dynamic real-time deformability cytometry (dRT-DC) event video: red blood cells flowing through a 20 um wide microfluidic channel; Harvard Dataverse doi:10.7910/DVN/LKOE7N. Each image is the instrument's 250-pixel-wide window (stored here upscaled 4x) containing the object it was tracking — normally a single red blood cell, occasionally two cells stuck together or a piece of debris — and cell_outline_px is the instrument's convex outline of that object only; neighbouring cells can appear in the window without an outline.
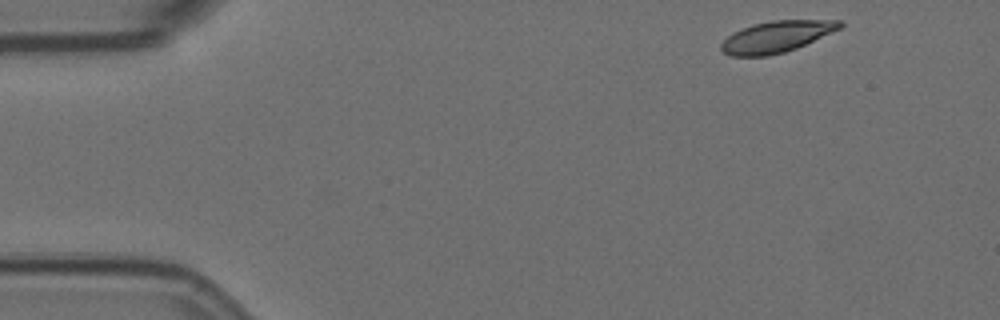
{"species": "Egyptian fruit bat (a non-hibernating species)", "species_latin": "Rousettus aegyptiacus", "temperature_condition": "room temperature", "stored_images_in_passage": 2, "camera_frame_rate_fps": 3000, "um_per_image_px": 0.085, "animal": {"sex": "female"}, "frame": {"image": 1, "passage_image": 2, "time_ms": 0.333, "image_size_px": [1000, 320], "cell_outline_px": [[844, 24], [840, 28], [796, 48], [784, 52], [768, 56], [732, 56], [724, 52], [720, 48], [720, 44], [732, 32], [740, 28], [752, 24], [772, 20], [844, 20]], "centroid_in_image_um": [65.97, 3.11], "position_along_channel_um": 19.0, "area_um2": 21.68}}